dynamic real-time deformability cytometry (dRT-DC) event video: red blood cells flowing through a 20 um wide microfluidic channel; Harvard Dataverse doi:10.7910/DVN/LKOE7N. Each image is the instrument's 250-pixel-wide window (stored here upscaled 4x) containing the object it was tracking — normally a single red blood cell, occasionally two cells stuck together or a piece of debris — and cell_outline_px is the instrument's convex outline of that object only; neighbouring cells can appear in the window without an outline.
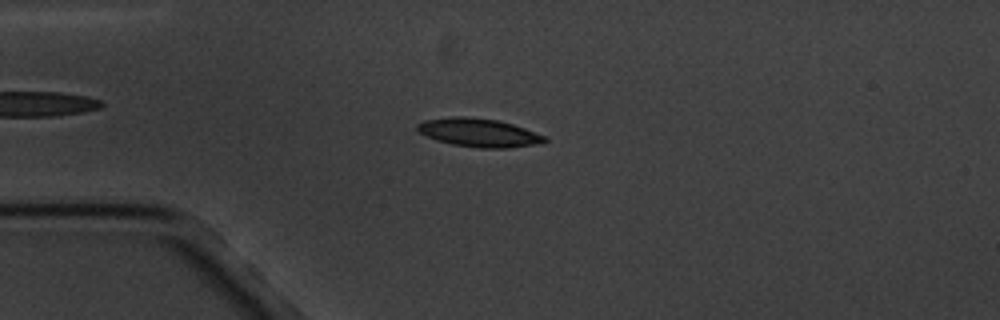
{"species": "common noctule bat (a hibernating species)", "species_latin": "Nyctalus noctula", "temperature_condition": "cold", "stored_images_in_passage": 12, "camera_frame_rate_fps": 3000, "um_per_image_px": 0.085, "animal": {"sex": "male", "body_mass_g": 20.1, "forearm_length_mm": 53.5}, "frame": {"image": 1, "passage_image": 4, "time_ms": 4.333, "image_size_px": [1000, 320], "cell_outline_px": [[548, 140], [544, 144], [508, 148], [480, 148], [452, 144], [436, 140], [420, 132], [416, 128], [416, 124], [424, 120], [452, 116], [464, 116], [500, 120], [548, 136]], "centroid_in_image_um": [40.77, 11.28], "position_along_channel_um": 44.2, "area_um2": 21.39}}
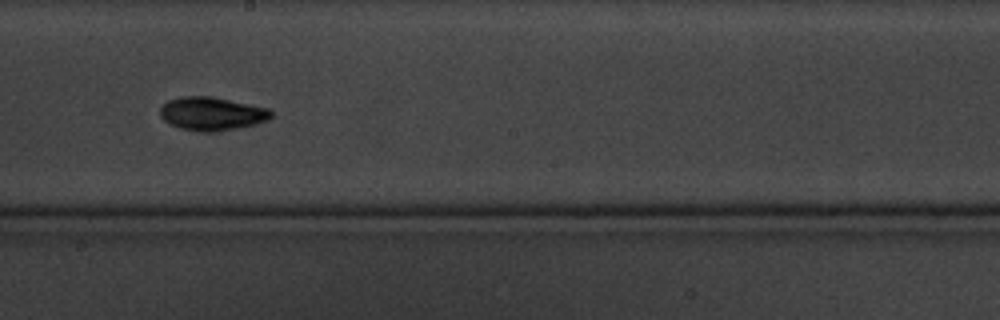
{"frame": {"image": 2, "passage_image": 9, "time_ms": 10.333, "image_size_px": [1000, 320], "cell_outline_px": [[272, 116], [268, 120], [256, 124], [240, 128], [212, 132], [200, 132], [180, 128], [168, 124], [160, 116], [160, 108], [168, 100], [180, 96], [208, 96], [268, 108], [272, 112]], "centroid_in_image_um": [17.98, 9.68], "position_along_channel_um": 230.2, "area_um2": 21.62}}
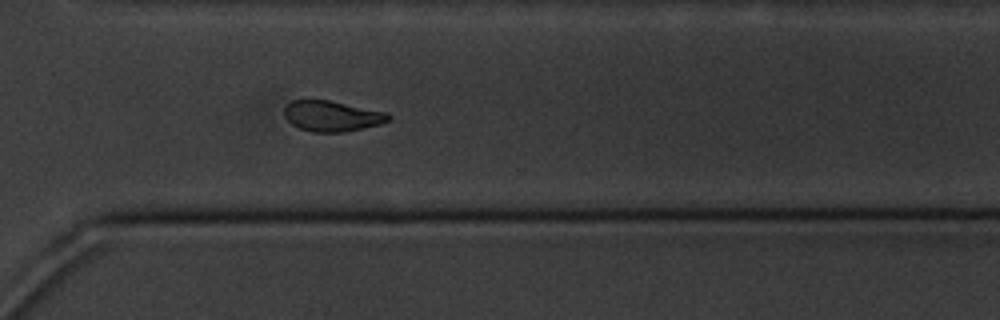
{"frame": {"image": 3, "passage_image": 12, "time_ms": 13.667, "image_size_px": [1000, 320], "cell_outline_px": [[392, 116], [388, 120], [380, 124], [344, 132], [312, 132], [300, 128], [292, 124], [284, 116], [284, 108], [292, 100], [328, 100], [388, 112]], "centroid_in_image_um": [28.22, 9.86], "position_along_channel_um": 342.4, "area_um2": 18.5}}